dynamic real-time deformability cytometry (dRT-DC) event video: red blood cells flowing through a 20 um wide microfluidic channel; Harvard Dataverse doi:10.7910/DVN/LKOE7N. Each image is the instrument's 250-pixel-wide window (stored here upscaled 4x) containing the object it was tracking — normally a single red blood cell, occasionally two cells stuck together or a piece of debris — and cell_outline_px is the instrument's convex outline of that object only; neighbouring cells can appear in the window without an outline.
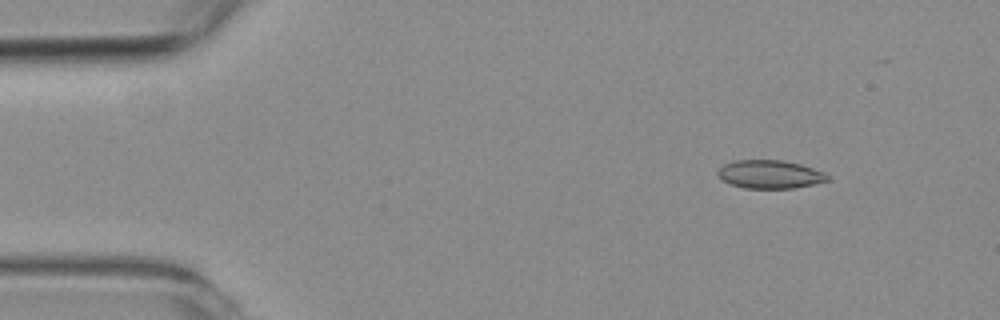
{"species": "common noctule bat (a hibernating species)", "species_latin": "Nyctalus noctula", "temperature_condition": "room temperature", "stored_images_in_passage": 43, "camera_frame_rate_fps": 3000, "um_per_image_px": 0.085, "animal": {"sex": "female", "body_mass_g": 19.3, "forearm_length_mm": 54.1}, "frame": {"image": 1, "passage_image": 6, "time_ms": 1.667, "image_size_px": [1000, 320], "cell_outline_px": [[832, 180], [792, 188], [744, 188], [720, 180], [716, 176], [716, 172], [724, 164], [736, 160], [784, 160], [800, 164], [824, 172]], "centroid_in_image_um": [65.41, 14.81], "position_along_channel_um": 19.6, "area_um2": 18.15}}
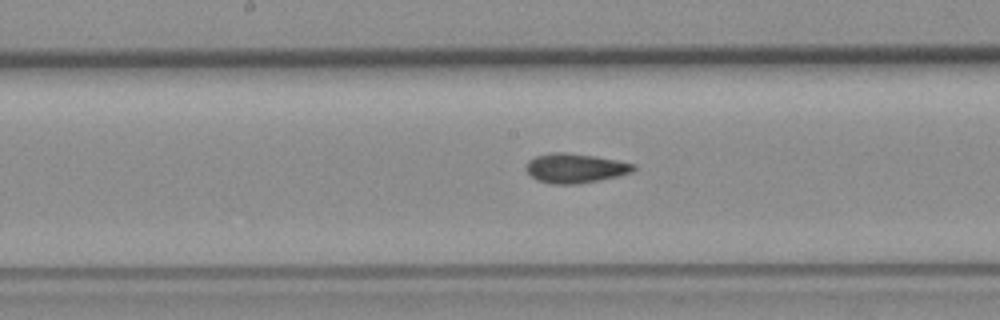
{"frame": {"image": 2, "passage_image": 27, "time_ms": 8.667, "image_size_px": [1000, 320], "cell_outline_px": [[636, 168], [632, 172], [600, 180], [580, 184], [552, 184], [536, 180], [524, 168], [528, 160], [536, 156], [552, 152], [564, 152], [592, 156], [616, 160], [636, 164]], "centroid_in_image_um": [48.87, 14.3], "position_along_channel_um": 199.3, "area_um2": 18.44}}
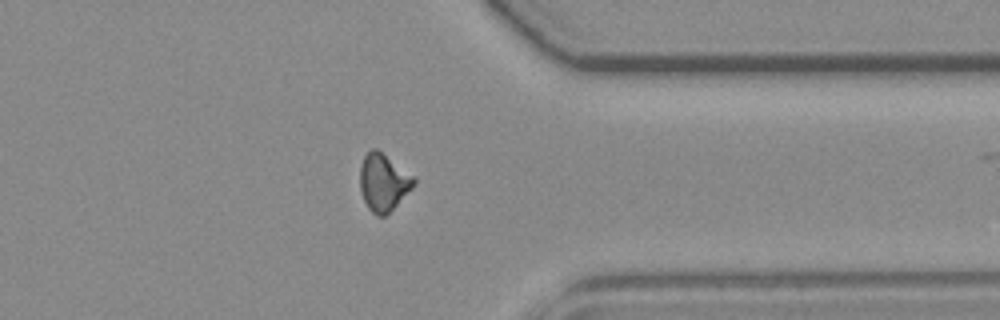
{"frame": {"image": 3, "passage_image": 42, "time_ms": 13.667, "image_size_px": [1000, 320], "cell_outline_px": [[416, 184], [384, 216], [376, 216], [368, 208], [364, 200], [360, 188], [360, 168], [364, 156], [372, 148], [376, 148], [412, 176], [416, 180]], "centroid_in_image_um": [32.56, 15.5], "position_along_channel_um": 378.8, "area_um2": 17.46}}